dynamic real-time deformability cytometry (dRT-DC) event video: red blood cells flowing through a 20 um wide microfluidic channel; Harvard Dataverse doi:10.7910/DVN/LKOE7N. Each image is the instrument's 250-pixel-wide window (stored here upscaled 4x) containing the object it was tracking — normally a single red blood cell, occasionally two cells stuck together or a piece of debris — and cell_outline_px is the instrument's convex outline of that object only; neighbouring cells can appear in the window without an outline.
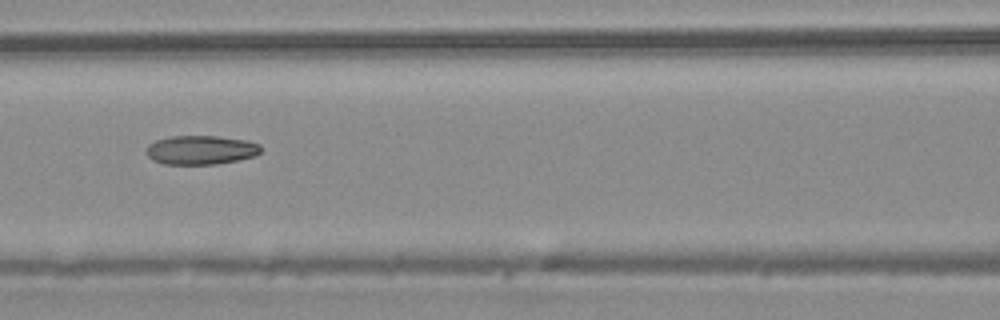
{"species": "common noctule bat (a hibernating species)", "species_latin": "Nyctalus noctula", "temperature_condition": "warm", "stored_images_in_passage": 16, "camera_frame_rate_fps": 3000, "um_per_image_px": 0.085, "animal": {"sex": "male", "body_mass_g": 20.4}, "frame": {"image": 1, "passage_image": 7, "time_ms": 2.0, "image_size_px": [1000, 320], "cell_outline_px": [[264, 148], [256, 156], [216, 164], [164, 164], [152, 160], [144, 152], [148, 144], [156, 140], [172, 136], [216, 136], [248, 140], [260, 144]], "centroid_in_image_um": [17.08, 12.74], "position_along_channel_um": 149.5, "area_um2": 19.59}}
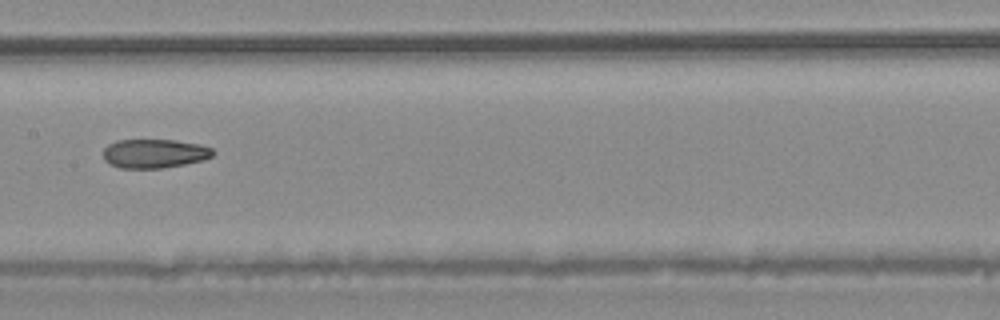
{"frame": {"image": 2, "passage_image": 10, "time_ms": 3.0, "image_size_px": [1000, 320], "cell_outline_px": [[216, 152], [212, 156], [204, 160], [164, 168], [120, 168], [108, 164], [104, 160], [104, 148], [108, 144], [116, 140], [176, 140], [200, 144], [212, 148]], "centroid_in_image_um": [13.13, 13.05], "position_along_channel_um": 194.3, "area_um2": 18.73}}
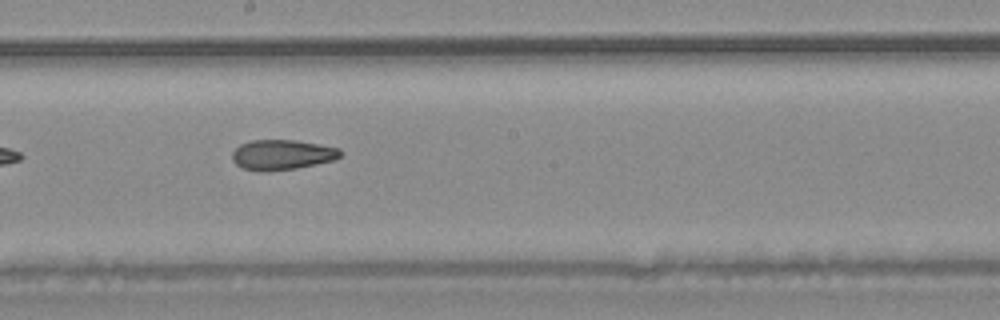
{"frame": {"image": 3, "passage_image": 12, "time_ms": 3.667, "image_size_px": [1000, 320], "cell_outline_px": [[340, 156], [332, 160], [316, 164], [296, 168], [268, 172], [260, 172], [244, 168], [236, 164], [232, 160], [232, 152], [240, 144], [252, 140], [296, 140], [340, 148]], "centroid_in_image_um": [23.94, 13.16], "position_along_channel_um": 224.3, "area_um2": 18.96}}